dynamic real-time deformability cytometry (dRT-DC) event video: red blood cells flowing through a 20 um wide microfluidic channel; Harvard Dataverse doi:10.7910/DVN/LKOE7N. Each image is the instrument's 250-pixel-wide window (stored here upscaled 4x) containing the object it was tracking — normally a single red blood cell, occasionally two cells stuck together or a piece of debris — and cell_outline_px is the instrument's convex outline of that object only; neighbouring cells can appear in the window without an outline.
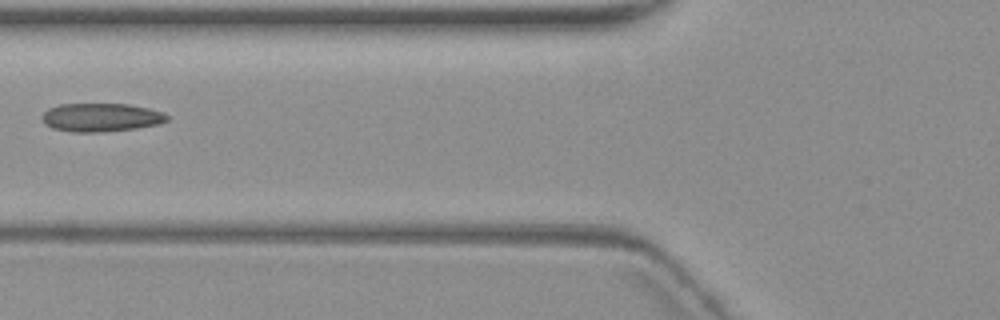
{"species": "common noctule bat (a hibernating species)", "species_latin": "Nyctalus noctula", "temperature_condition": "warm", "stored_images_in_passage": 3, "camera_frame_rate_fps": 3000, "um_per_image_px": 0.085, "animal": {"sex": "female", "body_mass_g": 19.3, "forearm_length_mm": 54.1}, "frame": {"image": 1, "passage_image": 3, "time_ms": 2.333, "image_size_px": [1000, 320], "cell_outline_px": [[168, 120], [156, 124], [136, 128], [104, 132], [72, 132], [52, 128], [44, 124], [44, 112], [48, 108], [60, 104], [128, 104], [148, 108], [164, 112], [168, 116]], "centroid_in_image_um": [8.59, 9.98], "position_along_channel_um": 117.2, "area_um2": 20.63}}